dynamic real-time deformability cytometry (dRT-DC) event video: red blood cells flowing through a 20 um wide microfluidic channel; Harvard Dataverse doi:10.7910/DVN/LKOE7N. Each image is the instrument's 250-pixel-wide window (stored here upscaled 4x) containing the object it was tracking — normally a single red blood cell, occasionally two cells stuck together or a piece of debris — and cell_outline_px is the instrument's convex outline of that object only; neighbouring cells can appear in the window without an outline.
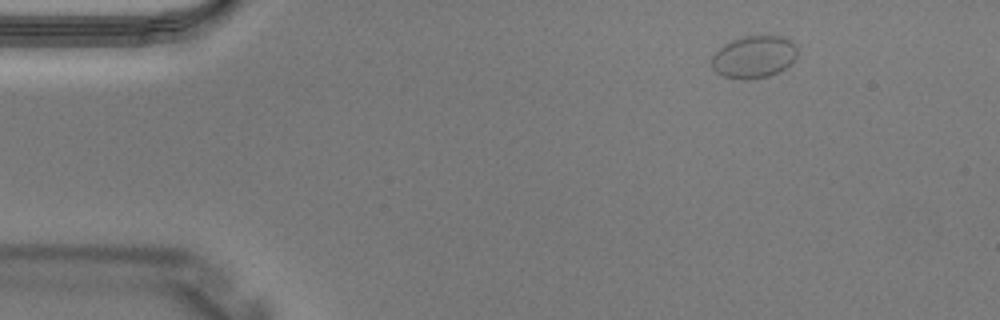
{"species": "Egyptian fruit bat (a non-hibernating species)", "species_latin": "Rousettus aegyptiacus", "temperature_condition": "warm", "stored_images_in_passage": 3, "camera_frame_rate_fps": 3000, "um_per_image_px": 0.085, "animal": {"sex": "male"}, "frame": {"image": 1, "passage_image": 1, "time_ms": 0.0, "image_size_px": [1000, 320], "cell_outline_px": [[796, 56], [792, 64], [768, 76], [748, 80], [740, 80], [724, 76], [716, 72], [712, 68], [712, 56], [724, 44], [732, 40], [744, 36], [780, 36], [792, 40], [796, 48]], "centroid_in_image_um": [64.08, 4.84], "position_along_channel_um": 20.9, "area_um2": 21.1}}